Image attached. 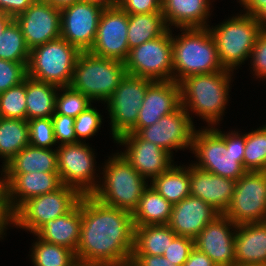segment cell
Segmentation results:
<instances>
[{"mask_svg": "<svg viewBox=\"0 0 266 266\" xmlns=\"http://www.w3.org/2000/svg\"><path fill=\"white\" fill-rule=\"evenodd\" d=\"M106 5H117L118 0H97Z\"/></svg>", "mask_w": 266, "mask_h": 266, "instance_id": "54", "label": "cell"}, {"mask_svg": "<svg viewBox=\"0 0 266 266\" xmlns=\"http://www.w3.org/2000/svg\"><path fill=\"white\" fill-rule=\"evenodd\" d=\"M224 215L234 224L266 222V171H246Z\"/></svg>", "mask_w": 266, "mask_h": 266, "instance_id": "11", "label": "cell"}, {"mask_svg": "<svg viewBox=\"0 0 266 266\" xmlns=\"http://www.w3.org/2000/svg\"><path fill=\"white\" fill-rule=\"evenodd\" d=\"M60 89L63 93L60 94L57 92L54 114H62L75 119L91 105L92 101L80 91H77L70 86L59 87V92Z\"/></svg>", "mask_w": 266, "mask_h": 266, "instance_id": "38", "label": "cell"}, {"mask_svg": "<svg viewBox=\"0 0 266 266\" xmlns=\"http://www.w3.org/2000/svg\"><path fill=\"white\" fill-rule=\"evenodd\" d=\"M13 18L5 13L0 12V38L2 36L4 28Z\"/></svg>", "mask_w": 266, "mask_h": 266, "instance_id": "53", "label": "cell"}, {"mask_svg": "<svg viewBox=\"0 0 266 266\" xmlns=\"http://www.w3.org/2000/svg\"><path fill=\"white\" fill-rule=\"evenodd\" d=\"M102 174V184L98 185L92 196L105 205L133 213L148 187L147 179L121 153L109 157Z\"/></svg>", "mask_w": 266, "mask_h": 266, "instance_id": "5", "label": "cell"}, {"mask_svg": "<svg viewBox=\"0 0 266 266\" xmlns=\"http://www.w3.org/2000/svg\"><path fill=\"white\" fill-rule=\"evenodd\" d=\"M173 205L149 185L132 213L134 227L168 224Z\"/></svg>", "mask_w": 266, "mask_h": 266, "instance_id": "28", "label": "cell"}, {"mask_svg": "<svg viewBox=\"0 0 266 266\" xmlns=\"http://www.w3.org/2000/svg\"><path fill=\"white\" fill-rule=\"evenodd\" d=\"M0 117L26 120V78L0 94Z\"/></svg>", "mask_w": 266, "mask_h": 266, "instance_id": "37", "label": "cell"}, {"mask_svg": "<svg viewBox=\"0 0 266 266\" xmlns=\"http://www.w3.org/2000/svg\"><path fill=\"white\" fill-rule=\"evenodd\" d=\"M27 121L29 125L30 145L47 149H52V146H54V144L56 145L51 117Z\"/></svg>", "mask_w": 266, "mask_h": 266, "instance_id": "39", "label": "cell"}, {"mask_svg": "<svg viewBox=\"0 0 266 266\" xmlns=\"http://www.w3.org/2000/svg\"><path fill=\"white\" fill-rule=\"evenodd\" d=\"M117 5L128 15L161 12V0H118Z\"/></svg>", "mask_w": 266, "mask_h": 266, "instance_id": "45", "label": "cell"}, {"mask_svg": "<svg viewBox=\"0 0 266 266\" xmlns=\"http://www.w3.org/2000/svg\"><path fill=\"white\" fill-rule=\"evenodd\" d=\"M115 141L120 145H126V150L121 154L145 179L153 180L174 164L172 155L156 144L141 139L134 132L123 134Z\"/></svg>", "mask_w": 266, "mask_h": 266, "instance_id": "18", "label": "cell"}, {"mask_svg": "<svg viewBox=\"0 0 266 266\" xmlns=\"http://www.w3.org/2000/svg\"><path fill=\"white\" fill-rule=\"evenodd\" d=\"M232 71L224 69L218 72L197 74L186 77L179 84L181 87V106L193 111L213 127L221 121L226 109ZM211 124V126H210Z\"/></svg>", "mask_w": 266, "mask_h": 266, "instance_id": "3", "label": "cell"}, {"mask_svg": "<svg viewBox=\"0 0 266 266\" xmlns=\"http://www.w3.org/2000/svg\"><path fill=\"white\" fill-rule=\"evenodd\" d=\"M30 49L23 33L14 19L4 28L0 38V59L28 63Z\"/></svg>", "mask_w": 266, "mask_h": 266, "instance_id": "35", "label": "cell"}, {"mask_svg": "<svg viewBox=\"0 0 266 266\" xmlns=\"http://www.w3.org/2000/svg\"><path fill=\"white\" fill-rule=\"evenodd\" d=\"M128 14L118 5H106L101 13L91 54L125 62L129 55Z\"/></svg>", "mask_w": 266, "mask_h": 266, "instance_id": "15", "label": "cell"}, {"mask_svg": "<svg viewBox=\"0 0 266 266\" xmlns=\"http://www.w3.org/2000/svg\"><path fill=\"white\" fill-rule=\"evenodd\" d=\"M181 106V87L175 81H153L148 87L136 125L129 131L153 125Z\"/></svg>", "mask_w": 266, "mask_h": 266, "instance_id": "20", "label": "cell"}, {"mask_svg": "<svg viewBox=\"0 0 266 266\" xmlns=\"http://www.w3.org/2000/svg\"><path fill=\"white\" fill-rule=\"evenodd\" d=\"M184 266H217L205 253H202L197 248L191 251Z\"/></svg>", "mask_w": 266, "mask_h": 266, "instance_id": "50", "label": "cell"}, {"mask_svg": "<svg viewBox=\"0 0 266 266\" xmlns=\"http://www.w3.org/2000/svg\"><path fill=\"white\" fill-rule=\"evenodd\" d=\"M180 31L179 37L172 36L173 81L180 83L192 75L224 70L208 27Z\"/></svg>", "mask_w": 266, "mask_h": 266, "instance_id": "4", "label": "cell"}, {"mask_svg": "<svg viewBox=\"0 0 266 266\" xmlns=\"http://www.w3.org/2000/svg\"><path fill=\"white\" fill-rule=\"evenodd\" d=\"M235 266H266V264H244V265H235Z\"/></svg>", "mask_w": 266, "mask_h": 266, "instance_id": "55", "label": "cell"}, {"mask_svg": "<svg viewBox=\"0 0 266 266\" xmlns=\"http://www.w3.org/2000/svg\"><path fill=\"white\" fill-rule=\"evenodd\" d=\"M150 185L172 205L190 195L189 167L174 164L155 177Z\"/></svg>", "mask_w": 266, "mask_h": 266, "instance_id": "30", "label": "cell"}, {"mask_svg": "<svg viewBox=\"0 0 266 266\" xmlns=\"http://www.w3.org/2000/svg\"><path fill=\"white\" fill-rule=\"evenodd\" d=\"M78 263L104 266L131 261L134 249L132 213L105 205L92 195H82Z\"/></svg>", "mask_w": 266, "mask_h": 266, "instance_id": "1", "label": "cell"}, {"mask_svg": "<svg viewBox=\"0 0 266 266\" xmlns=\"http://www.w3.org/2000/svg\"><path fill=\"white\" fill-rule=\"evenodd\" d=\"M92 266H94V265H92ZM104 266H123V264H121V265H104Z\"/></svg>", "mask_w": 266, "mask_h": 266, "instance_id": "58", "label": "cell"}, {"mask_svg": "<svg viewBox=\"0 0 266 266\" xmlns=\"http://www.w3.org/2000/svg\"><path fill=\"white\" fill-rule=\"evenodd\" d=\"M102 124V116L92 105L88 106L80 113L74 121V129L76 138L81 142V138H89L94 136L100 129Z\"/></svg>", "mask_w": 266, "mask_h": 266, "instance_id": "40", "label": "cell"}, {"mask_svg": "<svg viewBox=\"0 0 266 266\" xmlns=\"http://www.w3.org/2000/svg\"><path fill=\"white\" fill-rule=\"evenodd\" d=\"M56 152L62 184L77 190L81 195H92L99 185L95 181L96 168L92 148L81 141L59 144Z\"/></svg>", "mask_w": 266, "mask_h": 266, "instance_id": "13", "label": "cell"}, {"mask_svg": "<svg viewBox=\"0 0 266 266\" xmlns=\"http://www.w3.org/2000/svg\"><path fill=\"white\" fill-rule=\"evenodd\" d=\"M220 213L198 197L189 195L173 205L168 226L177 236L194 239Z\"/></svg>", "mask_w": 266, "mask_h": 266, "instance_id": "21", "label": "cell"}, {"mask_svg": "<svg viewBox=\"0 0 266 266\" xmlns=\"http://www.w3.org/2000/svg\"><path fill=\"white\" fill-rule=\"evenodd\" d=\"M236 228V224L220 214L194 238L195 248L205 253L217 266H235Z\"/></svg>", "mask_w": 266, "mask_h": 266, "instance_id": "19", "label": "cell"}, {"mask_svg": "<svg viewBox=\"0 0 266 266\" xmlns=\"http://www.w3.org/2000/svg\"><path fill=\"white\" fill-rule=\"evenodd\" d=\"M246 134H228L214 127L196 130L191 145L196 168L237 181L247 170L243 167Z\"/></svg>", "mask_w": 266, "mask_h": 266, "instance_id": "2", "label": "cell"}, {"mask_svg": "<svg viewBox=\"0 0 266 266\" xmlns=\"http://www.w3.org/2000/svg\"><path fill=\"white\" fill-rule=\"evenodd\" d=\"M106 4L97 0H79L60 10L61 38L88 52L96 38L99 19Z\"/></svg>", "mask_w": 266, "mask_h": 266, "instance_id": "14", "label": "cell"}, {"mask_svg": "<svg viewBox=\"0 0 266 266\" xmlns=\"http://www.w3.org/2000/svg\"><path fill=\"white\" fill-rule=\"evenodd\" d=\"M74 266H92V265L83 264V263H76Z\"/></svg>", "mask_w": 266, "mask_h": 266, "instance_id": "57", "label": "cell"}, {"mask_svg": "<svg viewBox=\"0 0 266 266\" xmlns=\"http://www.w3.org/2000/svg\"><path fill=\"white\" fill-rule=\"evenodd\" d=\"M190 195L210 204L224 214L233 198L236 181L189 165Z\"/></svg>", "mask_w": 266, "mask_h": 266, "instance_id": "22", "label": "cell"}, {"mask_svg": "<svg viewBox=\"0 0 266 266\" xmlns=\"http://www.w3.org/2000/svg\"><path fill=\"white\" fill-rule=\"evenodd\" d=\"M194 247V239L186 236H176L172 242H169L163 257L173 262L174 265L184 266Z\"/></svg>", "mask_w": 266, "mask_h": 266, "instance_id": "42", "label": "cell"}, {"mask_svg": "<svg viewBox=\"0 0 266 266\" xmlns=\"http://www.w3.org/2000/svg\"><path fill=\"white\" fill-rule=\"evenodd\" d=\"M54 138L56 143L69 144L79 142L76 138L73 117L54 114L52 117Z\"/></svg>", "mask_w": 266, "mask_h": 266, "instance_id": "43", "label": "cell"}, {"mask_svg": "<svg viewBox=\"0 0 266 266\" xmlns=\"http://www.w3.org/2000/svg\"><path fill=\"white\" fill-rule=\"evenodd\" d=\"M130 49L126 73L152 81L173 80L172 31Z\"/></svg>", "mask_w": 266, "mask_h": 266, "instance_id": "9", "label": "cell"}, {"mask_svg": "<svg viewBox=\"0 0 266 266\" xmlns=\"http://www.w3.org/2000/svg\"><path fill=\"white\" fill-rule=\"evenodd\" d=\"M123 266H135L131 261L127 263H123Z\"/></svg>", "mask_w": 266, "mask_h": 266, "instance_id": "56", "label": "cell"}, {"mask_svg": "<svg viewBox=\"0 0 266 266\" xmlns=\"http://www.w3.org/2000/svg\"><path fill=\"white\" fill-rule=\"evenodd\" d=\"M209 3L210 0H161V13L168 28H207Z\"/></svg>", "mask_w": 266, "mask_h": 266, "instance_id": "24", "label": "cell"}, {"mask_svg": "<svg viewBox=\"0 0 266 266\" xmlns=\"http://www.w3.org/2000/svg\"><path fill=\"white\" fill-rule=\"evenodd\" d=\"M253 75L266 79V30H262L250 55Z\"/></svg>", "mask_w": 266, "mask_h": 266, "instance_id": "44", "label": "cell"}, {"mask_svg": "<svg viewBox=\"0 0 266 266\" xmlns=\"http://www.w3.org/2000/svg\"><path fill=\"white\" fill-rule=\"evenodd\" d=\"M245 14L256 17L261 28L266 30V0H239Z\"/></svg>", "mask_w": 266, "mask_h": 266, "instance_id": "46", "label": "cell"}, {"mask_svg": "<svg viewBox=\"0 0 266 266\" xmlns=\"http://www.w3.org/2000/svg\"><path fill=\"white\" fill-rule=\"evenodd\" d=\"M50 3L52 6L58 9H62L64 7L70 6L71 4L79 1V0H45Z\"/></svg>", "mask_w": 266, "mask_h": 266, "instance_id": "51", "label": "cell"}, {"mask_svg": "<svg viewBox=\"0 0 266 266\" xmlns=\"http://www.w3.org/2000/svg\"><path fill=\"white\" fill-rule=\"evenodd\" d=\"M262 30L256 17L244 13L233 16L212 29L209 27L223 68L233 72L250 58Z\"/></svg>", "mask_w": 266, "mask_h": 266, "instance_id": "7", "label": "cell"}, {"mask_svg": "<svg viewBox=\"0 0 266 266\" xmlns=\"http://www.w3.org/2000/svg\"><path fill=\"white\" fill-rule=\"evenodd\" d=\"M81 206L79 203L68 213L47 221L34 234L41 240L66 247L74 252L80 242Z\"/></svg>", "mask_w": 266, "mask_h": 266, "instance_id": "26", "label": "cell"}, {"mask_svg": "<svg viewBox=\"0 0 266 266\" xmlns=\"http://www.w3.org/2000/svg\"><path fill=\"white\" fill-rule=\"evenodd\" d=\"M81 197L77 190L65 185L53 192L32 197L15 211V226L34 234L47 221L70 212Z\"/></svg>", "mask_w": 266, "mask_h": 266, "instance_id": "10", "label": "cell"}, {"mask_svg": "<svg viewBox=\"0 0 266 266\" xmlns=\"http://www.w3.org/2000/svg\"><path fill=\"white\" fill-rule=\"evenodd\" d=\"M32 245L31 260L34 266H74L77 262L75 252L37 237Z\"/></svg>", "mask_w": 266, "mask_h": 266, "instance_id": "34", "label": "cell"}, {"mask_svg": "<svg viewBox=\"0 0 266 266\" xmlns=\"http://www.w3.org/2000/svg\"><path fill=\"white\" fill-rule=\"evenodd\" d=\"M5 174L58 172L56 149L28 145L15 155L5 166Z\"/></svg>", "mask_w": 266, "mask_h": 266, "instance_id": "27", "label": "cell"}, {"mask_svg": "<svg viewBox=\"0 0 266 266\" xmlns=\"http://www.w3.org/2000/svg\"><path fill=\"white\" fill-rule=\"evenodd\" d=\"M35 0H0V12L12 18L24 12Z\"/></svg>", "mask_w": 266, "mask_h": 266, "instance_id": "49", "label": "cell"}, {"mask_svg": "<svg viewBox=\"0 0 266 266\" xmlns=\"http://www.w3.org/2000/svg\"><path fill=\"white\" fill-rule=\"evenodd\" d=\"M27 64L0 59V94L24 81Z\"/></svg>", "mask_w": 266, "mask_h": 266, "instance_id": "41", "label": "cell"}, {"mask_svg": "<svg viewBox=\"0 0 266 266\" xmlns=\"http://www.w3.org/2000/svg\"><path fill=\"white\" fill-rule=\"evenodd\" d=\"M168 29L161 12L128 15L129 50L163 35Z\"/></svg>", "mask_w": 266, "mask_h": 266, "instance_id": "32", "label": "cell"}, {"mask_svg": "<svg viewBox=\"0 0 266 266\" xmlns=\"http://www.w3.org/2000/svg\"><path fill=\"white\" fill-rule=\"evenodd\" d=\"M236 265L266 264V222L237 225Z\"/></svg>", "mask_w": 266, "mask_h": 266, "instance_id": "25", "label": "cell"}, {"mask_svg": "<svg viewBox=\"0 0 266 266\" xmlns=\"http://www.w3.org/2000/svg\"><path fill=\"white\" fill-rule=\"evenodd\" d=\"M1 176L3 175V178L0 177V198H9L7 193V186H6V178H5V168L2 167ZM4 172V173H3Z\"/></svg>", "mask_w": 266, "mask_h": 266, "instance_id": "52", "label": "cell"}, {"mask_svg": "<svg viewBox=\"0 0 266 266\" xmlns=\"http://www.w3.org/2000/svg\"><path fill=\"white\" fill-rule=\"evenodd\" d=\"M125 62L81 52L70 87L93 100L106 102L126 76Z\"/></svg>", "mask_w": 266, "mask_h": 266, "instance_id": "6", "label": "cell"}, {"mask_svg": "<svg viewBox=\"0 0 266 266\" xmlns=\"http://www.w3.org/2000/svg\"><path fill=\"white\" fill-rule=\"evenodd\" d=\"M190 114L180 106L176 111L165 115L153 125L140 129L136 134L173 155V150L189 147L195 134V126Z\"/></svg>", "mask_w": 266, "mask_h": 266, "instance_id": "16", "label": "cell"}, {"mask_svg": "<svg viewBox=\"0 0 266 266\" xmlns=\"http://www.w3.org/2000/svg\"><path fill=\"white\" fill-rule=\"evenodd\" d=\"M58 86L26 77V120L50 118L55 113Z\"/></svg>", "mask_w": 266, "mask_h": 266, "instance_id": "29", "label": "cell"}, {"mask_svg": "<svg viewBox=\"0 0 266 266\" xmlns=\"http://www.w3.org/2000/svg\"><path fill=\"white\" fill-rule=\"evenodd\" d=\"M152 82L147 78L126 74L106 101L114 140L128 133L136 125L147 87Z\"/></svg>", "mask_w": 266, "mask_h": 266, "instance_id": "12", "label": "cell"}, {"mask_svg": "<svg viewBox=\"0 0 266 266\" xmlns=\"http://www.w3.org/2000/svg\"><path fill=\"white\" fill-rule=\"evenodd\" d=\"M243 167L247 171H266V124L246 133Z\"/></svg>", "mask_w": 266, "mask_h": 266, "instance_id": "36", "label": "cell"}, {"mask_svg": "<svg viewBox=\"0 0 266 266\" xmlns=\"http://www.w3.org/2000/svg\"><path fill=\"white\" fill-rule=\"evenodd\" d=\"M81 51L63 38L30 50L27 76L58 87L69 86Z\"/></svg>", "mask_w": 266, "mask_h": 266, "instance_id": "8", "label": "cell"}, {"mask_svg": "<svg viewBox=\"0 0 266 266\" xmlns=\"http://www.w3.org/2000/svg\"><path fill=\"white\" fill-rule=\"evenodd\" d=\"M176 236V233L168 224L134 227V249L132 254L163 256L169 242H172Z\"/></svg>", "mask_w": 266, "mask_h": 266, "instance_id": "31", "label": "cell"}, {"mask_svg": "<svg viewBox=\"0 0 266 266\" xmlns=\"http://www.w3.org/2000/svg\"><path fill=\"white\" fill-rule=\"evenodd\" d=\"M5 178L9 201L15 211L28 199L53 192L63 185L58 172L5 174Z\"/></svg>", "mask_w": 266, "mask_h": 266, "instance_id": "23", "label": "cell"}, {"mask_svg": "<svg viewBox=\"0 0 266 266\" xmlns=\"http://www.w3.org/2000/svg\"><path fill=\"white\" fill-rule=\"evenodd\" d=\"M13 19L20 27L30 50L61 38L60 9L45 0H35Z\"/></svg>", "mask_w": 266, "mask_h": 266, "instance_id": "17", "label": "cell"}, {"mask_svg": "<svg viewBox=\"0 0 266 266\" xmlns=\"http://www.w3.org/2000/svg\"><path fill=\"white\" fill-rule=\"evenodd\" d=\"M131 262L135 266H177L163 256L148 254H132Z\"/></svg>", "mask_w": 266, "mask_h": 266, "instance_id": "48", "label": "cell"}, {"mask_svg": "<svg viewBox=\"0 0 266 266\" xmlns=\"http://www.w3.org/2000/svg\"><path fill=\"white\" fill-rule=\"evenodd\" d=\"M28 145V121L0 117V156L5 159L3 167Z\"/></svg>", "mask_w": 266, "mask_h": 266, "instance_id": "33", "label": "cell"}, {"mask_svg": "<svg viewBox=\"0 0 266 266\" xmlns=\"http://www.w3.org/2000/svg\"><path fill=\"white\" fill-rule=\"evenodd\" d=\"M16 224L15 210L9 201V198H0V238L4 235L7 225Z\"/></svg>", "mask_w": 266, "mask_h": 266, "instance_id": "47", "label": "cell"}]
</instances>
